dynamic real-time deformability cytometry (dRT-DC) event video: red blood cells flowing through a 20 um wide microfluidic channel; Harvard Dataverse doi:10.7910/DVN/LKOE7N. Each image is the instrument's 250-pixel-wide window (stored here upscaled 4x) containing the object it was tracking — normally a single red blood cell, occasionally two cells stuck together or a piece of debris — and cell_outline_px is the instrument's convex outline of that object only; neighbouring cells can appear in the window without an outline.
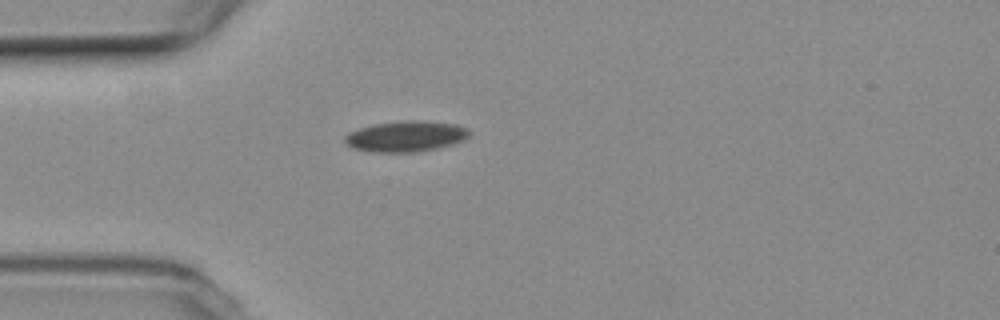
{"species": "common noctule bat (a hibernating species)", "species_latin": "Nyctalus noctula", "temperature_condition": "room temperature", "stored_images_in_passage": 5, "camera_frame_rate_fps": 3000, "um_per_image_px": 0.085, "animal": {"sex": "female", "body_mass_g": 19.3, "forearm_length_mm": 54.1}, "frame": {"image": 1, "passage_image": 1, "time_ms": 0.0, "image_size_px": [1000, 320], "cell_outline_px": [[468, 136], [464, 140], [452, 144], [436, 148], [412, 152], [372, 152], [356, 148], [348, 144], [344, 140], [344, 136], [360, 128], [372, 124], [404, 120], [424, 120], [456, 124], [468, 128]], "centroid_in_image_um": [34.52, 11.57], "position_along_channel_um": 50.5, "area_um2": 22.14}}
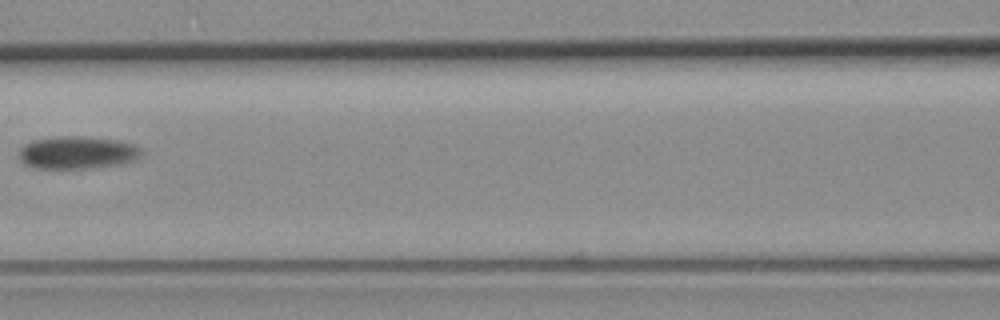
{"frame": {"image": 2, "passage_image": 4, "time_ms": 3.333, "image_size_px": [1000, 320], "cell_outline_px": [[144, 152], [136, 160], [124, 164], [88, 168], [32, 168], [24, 164], [20, 160], [20, 148], [24, 144], [32, 140], [56, 136], [84, 136], [120, 140], [132, 144], [140, 148]], "centroid_in_image_um": [6.59, 12.96], "position_along_channel_um": 160.0, "area_um2": 23.64}}
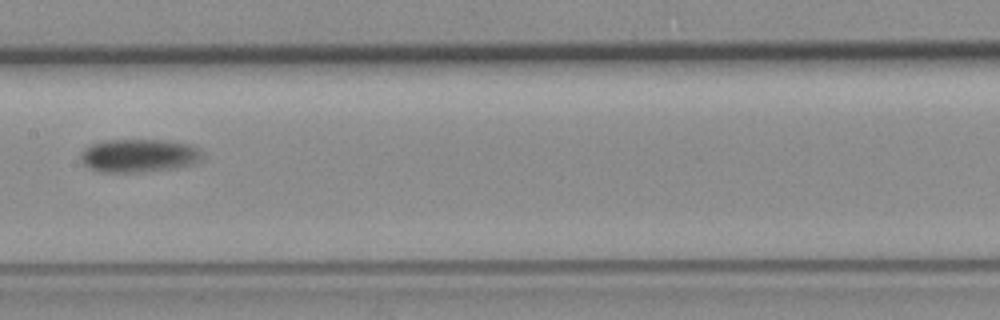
{"frame": {"image": 3, "passage_image": 5, "time_ms": 4.333, "image_size_px": [1000, 320], "cell_outline_px": [[204, 160], [192, 164], [176, 168], [148, 172], [96, 172], [88, 168], [84, 164], [80, 156], [80, 152], [84, 148], [92, 144], [104, 140], [164, 140], [192, 144], [200, 148], [204, 156]], "centroid_in_image_um": [11.84, 13.23], "position_along_channel_um": 195.6, "area_um2": 24.16}}